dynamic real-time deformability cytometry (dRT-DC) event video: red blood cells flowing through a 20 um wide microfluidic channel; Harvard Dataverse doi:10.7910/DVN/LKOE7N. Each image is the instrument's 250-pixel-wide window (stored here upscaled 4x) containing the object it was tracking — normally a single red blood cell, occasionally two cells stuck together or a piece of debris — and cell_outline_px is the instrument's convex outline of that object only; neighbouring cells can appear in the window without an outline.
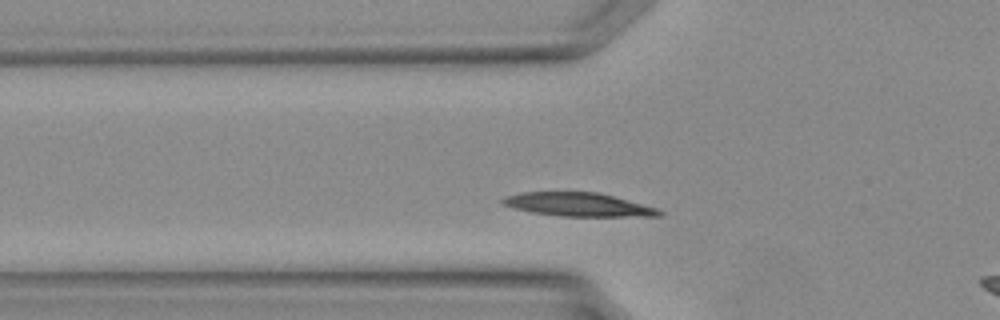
{"species": "Egyptian fruit bat (a non-hibernating species)", "species_latin": "Rousettus aegyptiacus", "temperature_condition": "warm", "stored_images_in_passage": 25, "camera_frame_rate_fps": 3000, "um_per_image_px": 0.085, "animal": {"sex": "female"}, "frame": {"image": 1, "passage_image": 4, "time_ms": 1.0, "image_size_px": [1000, 320], "cell_outline_px": [[664, 216], [560, 216], [532, 212], [512, 208], [500, 204], [500, 200], [504, 196], [524, 192], [600, 192], [656, 208], [664, 212]], "centroid_in_image_um": [49.11, 17.38], "position_along_channel_um": 76.7, "area_um2": 21.56}}
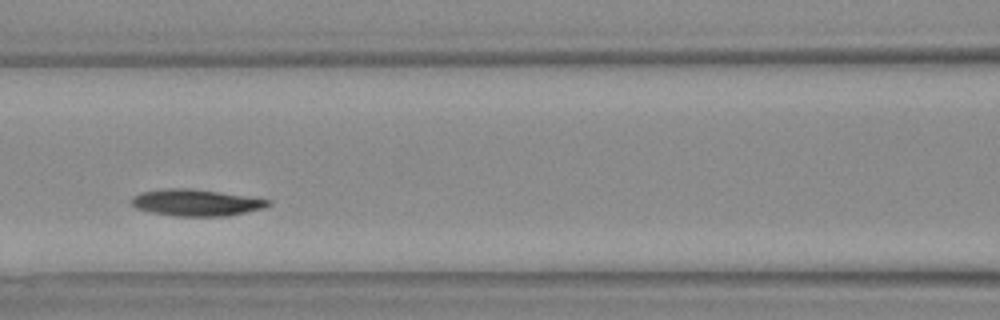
{"frame": {"image": 2, "passage_image": 8, "time_ms": 2.333, "image_size_px": [1000, 320], "cell_outline_px": [[272, 204], [264, 208], [228, 216], [176, 216], [152, 212], [136, 208], [128, 200], [132, 196], [140, 192], [164, 188], [192, 188], [272, 200]], "centroid_in_image_um": [16.64, 17.21], "position_along_channel_um": 150.0, "area_um2": 21.33}}